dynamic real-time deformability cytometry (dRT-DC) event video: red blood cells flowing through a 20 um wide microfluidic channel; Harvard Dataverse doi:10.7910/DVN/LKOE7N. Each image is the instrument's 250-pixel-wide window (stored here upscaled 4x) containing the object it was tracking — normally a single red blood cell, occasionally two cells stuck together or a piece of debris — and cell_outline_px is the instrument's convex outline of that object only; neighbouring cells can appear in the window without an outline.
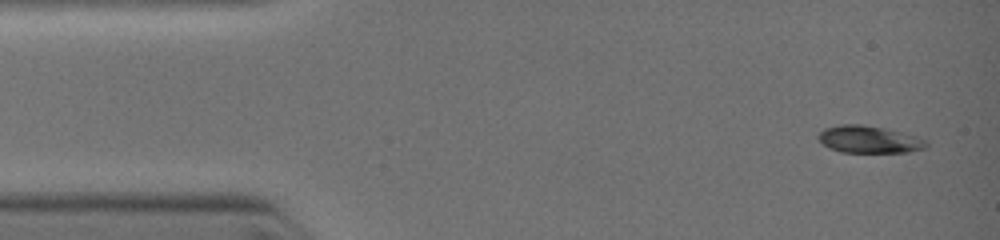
{"species": "common noctule bat (a hibernating species)", "species_latin": "Nyctalus noctula", "temperature_condition": "warm", "stored_images_in_passage": 4, "camera_frame_rate_fps": 3000, "um_per_image_px": 0.085, "animal": {"sex": "female", "body_mass_g": 19.0, "forearm_length_mm": 51.5}, "frame": {"image": 1, "passage_image": 1, "time_ms": 0.0, "image_size_px": [1000, 240], "cell_outline_px": [[928, 144], [924, 148], [908, 152], [840, 152], [828, 148], [820, 140], [820, 132], [828, 128], [844, 124], [856, 124], [880, 128], [924, 140]], "centroid_in_image_um": [73.81, 11.88], "position_along_channel_um": 11.2, "area_um2": 16.18}}
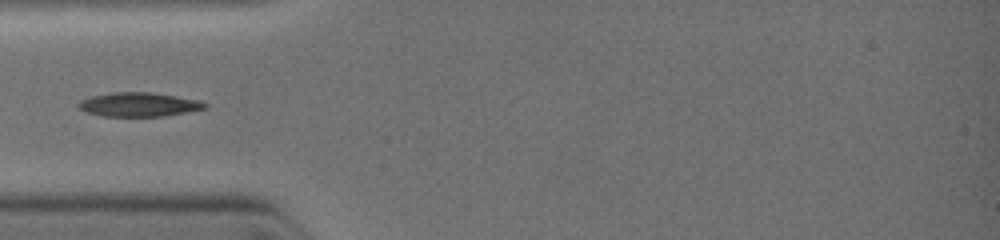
{"frame": {"image": 2, "passage_image": 4, "time_ms": 3.0, "image_size_px": [1000, 240], "cell_outline_px": [[208, 108], [164, 116], [104, 116], [88, 112], [80, 108], [76, 104], [80, 100], [92, 96], [112, 92], [152, 92], [200, 100], [208, 104]], "centroid_in_image_um": [11.83, 8.87], "position_along_channel_um": 73.2, "area_um2": 17.69}}